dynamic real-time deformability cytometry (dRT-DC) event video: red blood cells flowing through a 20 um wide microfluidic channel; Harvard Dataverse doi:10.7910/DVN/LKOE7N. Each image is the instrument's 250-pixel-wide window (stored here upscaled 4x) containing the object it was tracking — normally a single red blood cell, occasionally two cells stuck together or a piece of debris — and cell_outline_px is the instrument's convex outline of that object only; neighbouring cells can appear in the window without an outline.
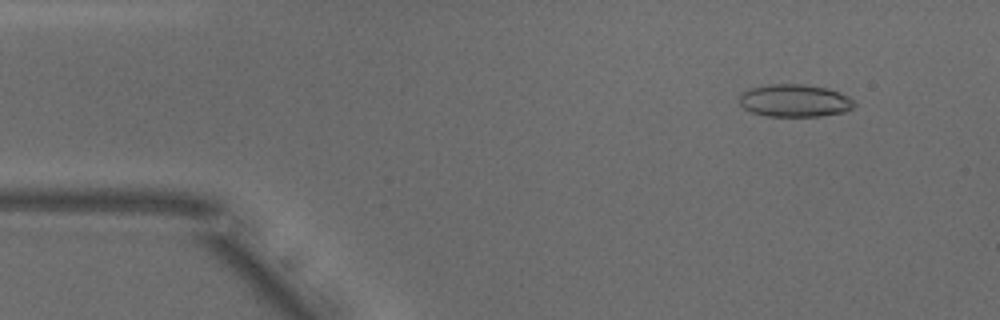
{"species": "common noctule bat (a hibernating species)", "species_latin": "Nyctalus noctula", "temperature_condition": "warm", "stored_images_in_passage": 51, "camera_frame_rate_fps": 3000, "um_per_image_px": 0.085, "animal": {"sex": "male", "body_mass_g": 18.8}, "frame": {"image": 1, "passage_image": 5, "time_ms": 1.333, "image_size_px": [1000, 320], "cell_outline_px": [[856, 104], [852, 108], [844, 112], [820, 116], [768, 116], [752, 112], [744, 108], [740, 104], [740, 96], [748, 88], [768, 84], [804, 84], [828, 88], [840, 92], [848, 96]], "centroid_in_image_um": [67.56, 8.54], "position_along_channel_um": 17.4, "area_um2": 21.85}}
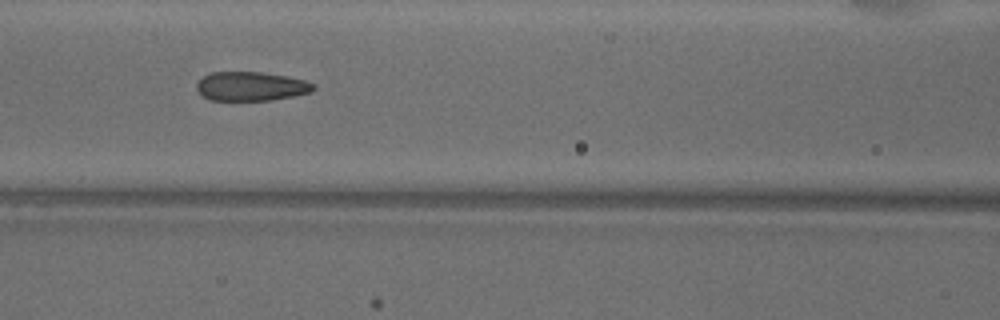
{"frame": {"image": 2, "passage_image": 21, "time_ms": 6.667, "image_size_px": [1000, 320], "cell_outline_px": [[316, 88], [312, 92], [272, 100], [212, 100], [204, 96], [196, 88], [196, 84], [204, 76], [212, 72], [260, 72], [288, 76], [304, 80], [316, 84]], "centroid_in_image_um": [21.38, 7.33], "position_along_channel_um": 145.2, "area_um2": 19.71}}
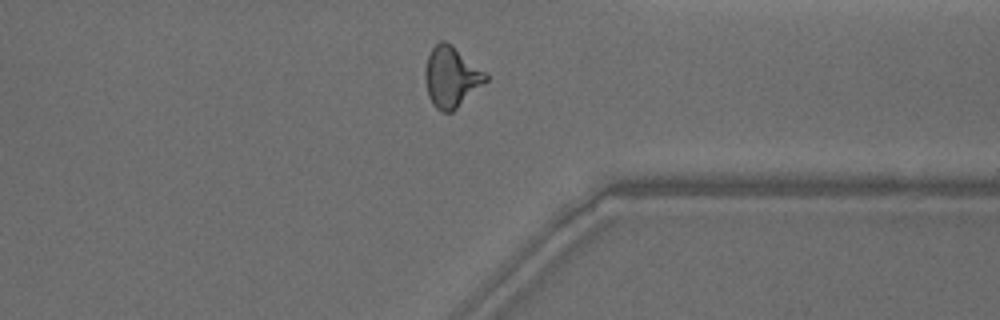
{"frame": {"image": 3, "passage_image": 39, "time_ms": 12.667, "image_size_px": [1000, 320], "cell_outline_px": [[488, 80], [452, 112], [444, 112], [436, 108], [432, 104], [428, 96], [424, 76], [424, 72], [428, 56], [432, 48], [440, 40], [444, 40], [452, 44], [488, 72]], "centroid_in_image_um": [38.38, 6.52], "position_along_channel_um": 373.0, "area_um2": 21.68}, "authors_computed_cell_mechanics": {"area_um2": 21.097, "velocity_mm_per_s": 3.8831, "shape_relaxation_time_tau1_ms": null, "shape_relaxation_time_tau2_ms": 1.198, "deformation_change_tau1": null, "deformation_change_tau2": 0.081}}